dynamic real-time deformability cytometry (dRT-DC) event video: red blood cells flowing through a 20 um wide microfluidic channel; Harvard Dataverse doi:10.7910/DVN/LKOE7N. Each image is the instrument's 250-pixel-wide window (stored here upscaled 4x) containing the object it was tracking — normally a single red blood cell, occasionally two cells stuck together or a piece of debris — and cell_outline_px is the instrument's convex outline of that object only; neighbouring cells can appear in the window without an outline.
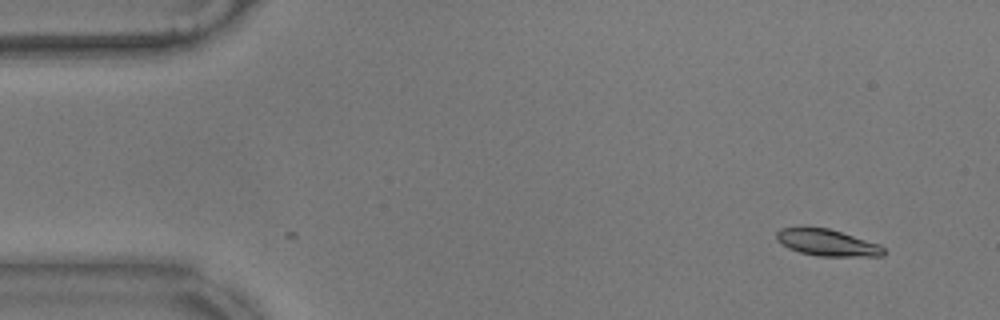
{"species": "common noctule bat (a hibernating species)", "species_latin": "Nyctalus noctula", "temperature_condition": "warm", "stored_images_in_passage": 4, "camera_frame_rate_fps": 3000, "um_per_image_px": 0.085, "animal": {"sex": "male", "body_mass_g": 17.9}, "frame": {"image": 1, "passage_image": 4, "time_ms": 1.0, "image_size_px": [1000, 320], "cell_outline_px": [[884, 256], [816, 256], [800, 252], [788, 248], [780, 244], [776, 240], [776, 232], [780, 228], [828, 228], [880, 244], [884, 248]], "centroid_in_image_um": [70.29, 20.64], "position_along_channel_um": 14.7, "area_um2": 16.53}}